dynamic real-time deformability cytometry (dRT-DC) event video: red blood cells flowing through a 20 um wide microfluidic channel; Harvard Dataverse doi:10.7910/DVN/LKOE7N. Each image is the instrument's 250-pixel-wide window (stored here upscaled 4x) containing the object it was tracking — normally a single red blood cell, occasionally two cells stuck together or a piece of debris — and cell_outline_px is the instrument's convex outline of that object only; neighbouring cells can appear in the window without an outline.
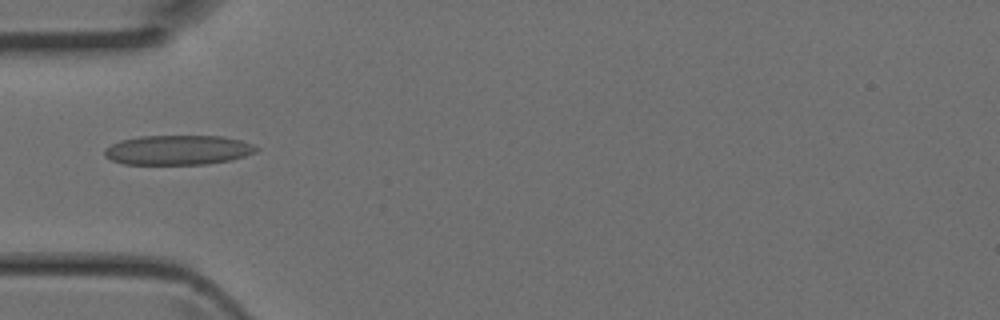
{"species": "Egyptian fruit bat (a non-hibernating species)", "species_latin": "Rousettus aegyptiacus", "temperature_condition": "room temperature", "stored_images_in_passage": 5, "camera_frame_rate_fps": 3000, "um_per_image_px": 0.085, "animal": {"sex": "female"}, "frame": {"image": 1, "passage_image": 4, "time_ms": 1.0, "image_size_px": [1000, 320], "cell_outline_px": [[260, 148], [256, 152], [232, 160], [208, 164], [124, 164], [112, 160], [104, 156], [104, 148], [120, 140], [140, 136], [220, 136], [240, 140], [252, 144]], "centroid_in_image_um": [15.13, 12.75], "position_along_channel_um": 69.9, "area_um2": 26.3}}
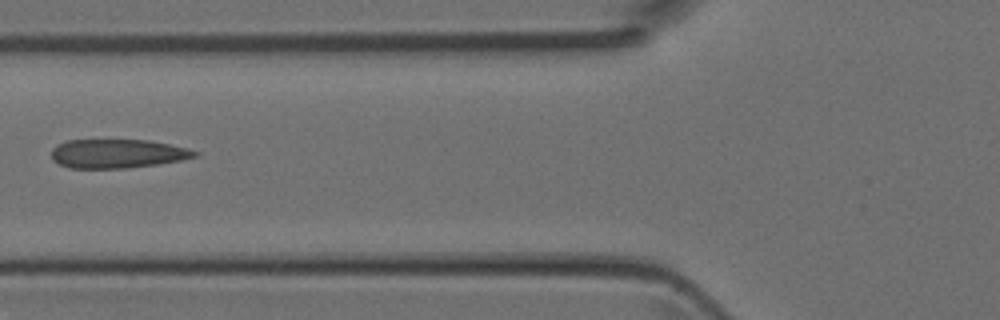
{"frame": {"image": 2, "passage_image": 5, "time_ms": 1.333, "image_size_px": [1000, 320], "cell_outline_px": [[200, 152], [196, 156], [180, 160], [160, 164], [128, 168], [68, 168], [52, 160], [52, 148], [56, 144], [68, 140], [148, 140], [188, 148]], "centroid_in_image_um": [9.97, 13.06], "position_along_channel_um": 115.8, "area_um2": 24.22}}